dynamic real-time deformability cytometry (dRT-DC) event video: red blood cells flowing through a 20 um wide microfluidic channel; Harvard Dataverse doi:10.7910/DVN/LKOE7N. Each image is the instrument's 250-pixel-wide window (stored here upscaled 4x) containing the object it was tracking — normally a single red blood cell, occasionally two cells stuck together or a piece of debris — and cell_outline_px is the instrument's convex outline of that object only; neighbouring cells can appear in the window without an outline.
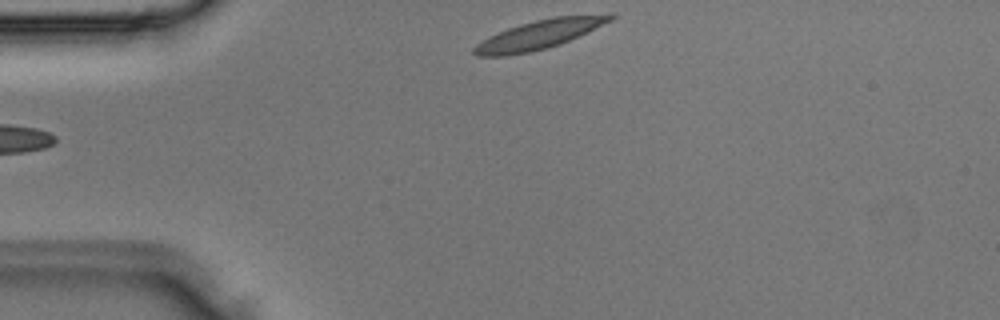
{"species": "Egyptian fruit bat (a non-hibernating species)", "species_latin": "Rousettus aegyptiacus", "temperature_condition": "room temperature", "stored_images_in_passage": 5, "camera_frame_rate_fps": 3000, "um_per_image_px": 0.085, "animal": {"sex": "male"}, "frame": {"image": 1, "passage_image": 5, "time_ms": 1.333, "image_size_px": [1000, 320], "cell_outline_px": [[616, 16], [612, 20], [560, 44], [528, 52], [508, 56], [476, 56], [472, 52], [472, 48], [476, 44], [488, 36], [508, 28], [520, 24], [552, 16], [608, 12], [616, 12]], "centroid_in_image_um": [45.88, 2.9], "position_along_channel_um": 39.1, "area_um2": 23.29}}